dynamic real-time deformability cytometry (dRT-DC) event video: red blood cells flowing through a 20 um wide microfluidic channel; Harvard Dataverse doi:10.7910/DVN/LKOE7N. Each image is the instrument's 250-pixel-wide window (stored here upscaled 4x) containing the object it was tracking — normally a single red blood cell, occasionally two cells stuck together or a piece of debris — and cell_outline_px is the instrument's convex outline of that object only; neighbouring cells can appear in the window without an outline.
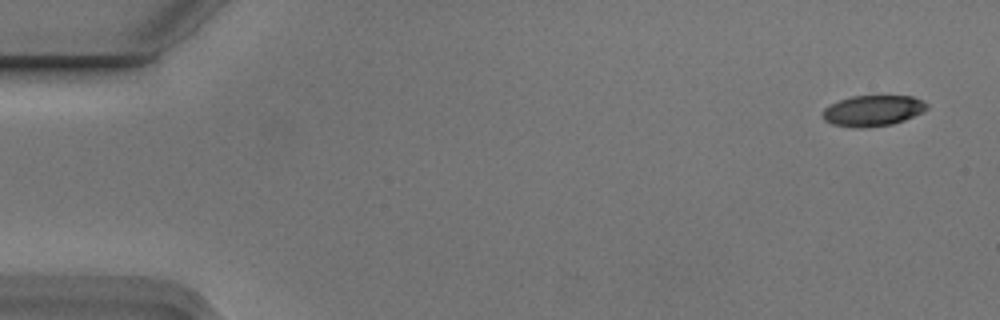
{"species": "Egyptian fruit bat (a non-hibernating species)", "species_latin": "Rousettus aegyptiacus", "temperature_condition": "cold", "stored_images_in_passage": 4, "camera_frame_rate_fps": 3000, "um_per_image_px": 0.085, "animal": {"sex": "male"}, "frame": {"image": 1, "passage_image": 1, "time_ms": 0.0, "image_size_px": [1000, 320], "cell_outline_px": [[928, 108], [924, 112], [904, 120], [892, 124], [860, 128], [856, 128], [832, 124], [824, 120], [820, 116], [820, 112], [824, 108], [840, 100], [852, 96], [912, 96], [924, 100], [928, 104]], "centroid_in_image_um": [74.19, 9.41], "position_along_channel_um": 10.8, "area_um2": 18.9}}